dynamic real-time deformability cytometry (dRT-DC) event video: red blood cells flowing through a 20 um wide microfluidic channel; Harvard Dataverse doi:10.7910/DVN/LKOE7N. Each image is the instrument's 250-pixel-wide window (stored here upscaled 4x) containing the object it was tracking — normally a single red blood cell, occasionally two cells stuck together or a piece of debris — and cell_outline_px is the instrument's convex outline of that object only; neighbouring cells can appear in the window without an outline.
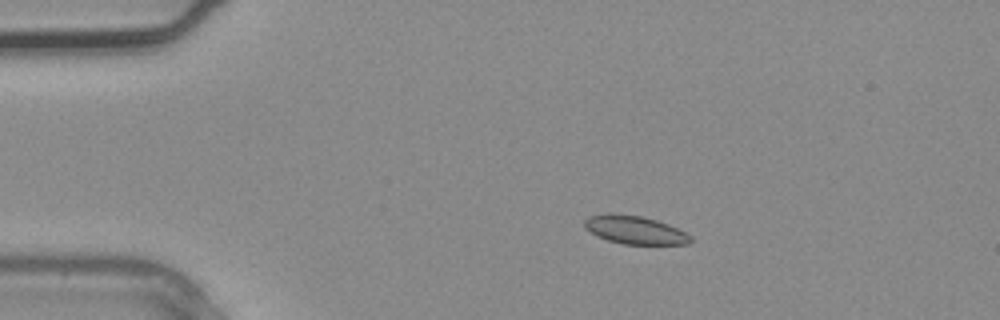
{"species": "common noctule bat (a hibernating species)", "species_latin": "Nyctalus noctula", "temperature_condition": "warm", "stored_images_in_passage": 3, "camera_frame_rate_fps": 3000, "um_per_image_px": 0.085, "animal": {"sex": "male", "body_mass_g": 20.4}, "frame": {"image": 1, "passage_image": 2, "time_ms": 0.333, "image_size_px": [1000, 320], "cell_outline_px": [[692, 240], [688, 244], [624, 244], [608, 240], [584, 228], [584, 220], [588, 216], [608, 212], [640, 216], [656, 220], [668, 224], [692, 236]], "centroid_in_image_um": [53.94, 19.53], "position_along_channel_um": 31.1, "area_um2": 17.34}}